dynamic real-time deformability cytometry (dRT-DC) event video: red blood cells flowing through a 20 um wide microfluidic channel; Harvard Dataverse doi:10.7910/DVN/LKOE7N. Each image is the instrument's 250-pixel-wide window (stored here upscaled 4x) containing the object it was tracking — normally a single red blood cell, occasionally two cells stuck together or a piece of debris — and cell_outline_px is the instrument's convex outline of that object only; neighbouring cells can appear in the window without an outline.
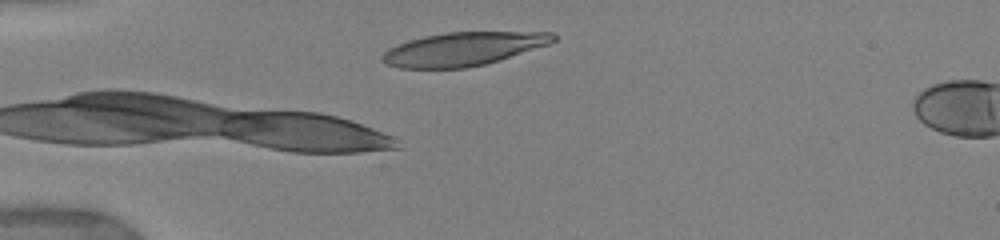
{"species": "human", "species_latin": "Homo sapiens", "temperature_condition": "warm", "stored_images_in_passage": 6, "camera_frame_rate_fps": 3000, "um_per_image_px": 0.085, "donor": {"sex": "female"}, "frame": {"image": 1, "passage_image": 1, "time_ms": 0.0, "image_size_px": [1000, 240], "cell_outline_px": [[556, 40], [548, 44], [484, 64], [464, 68], [400, 68], [388, 64], [380, 60], [380, 56], [388, 48], [408, 40], [424, 36], [444, 32], [552, 32], [556, 36]], "centroid_in_image_um": [39.31, 4.15], "position_along_channel_um": 45.7, "area_um2": 33.06}}